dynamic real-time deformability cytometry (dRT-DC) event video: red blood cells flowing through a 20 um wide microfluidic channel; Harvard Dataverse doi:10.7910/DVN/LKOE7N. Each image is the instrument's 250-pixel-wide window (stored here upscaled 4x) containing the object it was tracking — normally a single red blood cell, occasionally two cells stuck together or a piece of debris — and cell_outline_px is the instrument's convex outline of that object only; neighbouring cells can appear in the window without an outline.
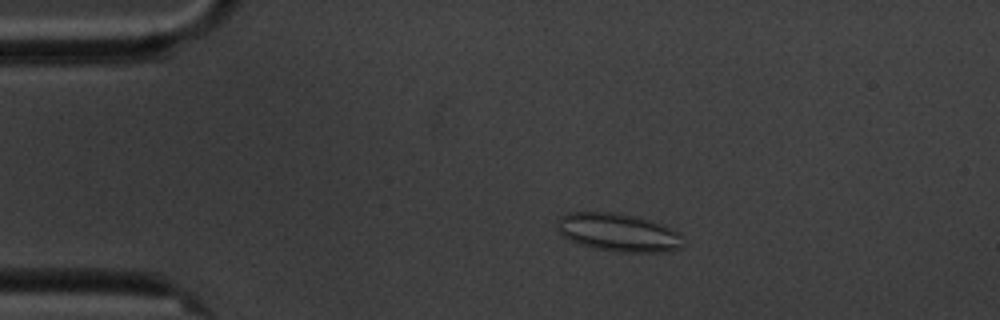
{"species": "common noctule bat (a hibernating species)", "species_latin": "Nyctalus noctula", "temperature_condition": "cold", "stored_images_in_passage": 8, "camera_frame_rate_fps": 3000, "um_per_image_px": 0.085, "animal": {"sex": "male", "body_mass_g": 20.1, "forearm_length_mm": 53.5}, "frame": {"image": 1, "passage_image": 4, "time_ms": 3.667, "image_size_px": [1000, 320], "cell_outline_px": [[684, 244], [680, 248], [660, 252], [616, 252], [592, 248], [580, 244], [564, 236], [556, 228], [560, 216], [568, 212], [616, 212], [640, 216], [680, 232]], "centroid_in_image_um": [52.57, 19.75], "position_along_channel_um": 32.4, "area_um2": 28.15}}
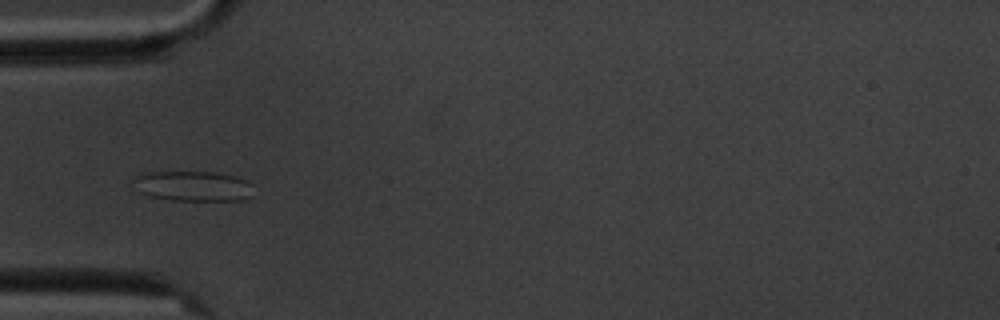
{"frame": {"image": 2, "passage_image": 6, "time_ms": 6.0, "image_size_px": [1000, 320], "cell_outline_px": [[252, 196], [244, 200], [168, 200], [148, 196], [140, 192], [132, 180], [148, 172], [216, 172], [232, 176], [244, 180], [252, 184]], "centroid_in_image_um": [16.43, 15.83], "position_along_channel_um": 68.6, "area_um2": 20.92}}
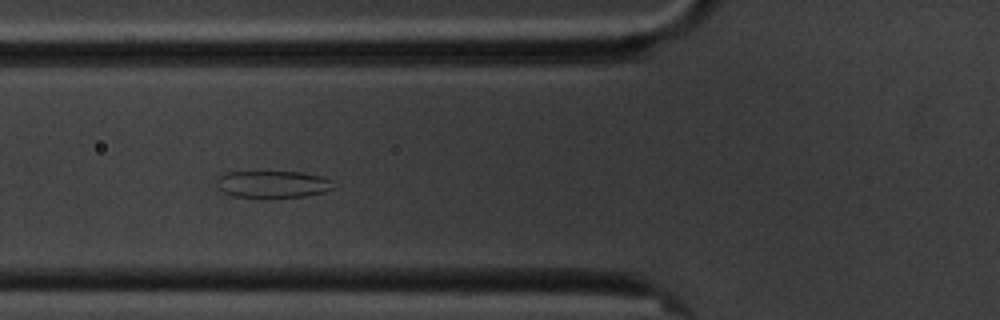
{"frame": {"image": 3, "passage_image": 7, "time_ms": 7.0, "image_size_px": [1000, 320], "cell_outline_px": [[336, 188], [324, 192], [308, 196], [260, 200], [232, 196], [224, 192], [216, 184], [216, 180], [224, 172], [300, 172], [324, 176], [332, 180]], "centroid_in_image_um": [23.22, 15.7], "position_along_channel_um": 102.6, "area_um2": 19.31}}